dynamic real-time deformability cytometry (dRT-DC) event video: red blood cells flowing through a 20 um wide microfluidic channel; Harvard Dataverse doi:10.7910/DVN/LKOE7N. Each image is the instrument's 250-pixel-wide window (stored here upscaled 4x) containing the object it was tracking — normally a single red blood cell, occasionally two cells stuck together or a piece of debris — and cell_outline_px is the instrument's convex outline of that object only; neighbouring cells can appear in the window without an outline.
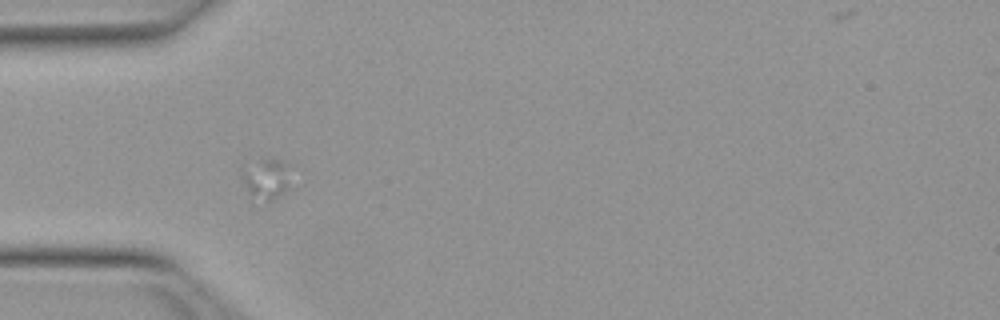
{"species": "Egyptian fruit bat (a non-hibernating species)", "species_latin": "Rousettus aegyptiacus", "temperature_condition": "warm", "stored_images_in_passage": 17, "camera_frame_rate_fps": 3000, "um_per_image_px": 0.085, "animal": {"sex": "female"}, "frame": {"image": 1, "passage_image": 3, "time_ms": 0.667, "image_size_px": [1000, 320], "cell_outline_px": [[288, 188], [272, 200], [268, 200], [248, 192], [240, 176], [240, 168], [264, 160], [280, 160], [284, 164]], "centroid_in_image_um": [22.53, 15.19], "position_along_channel_um": 62.5, "area_um2": 10.46}}
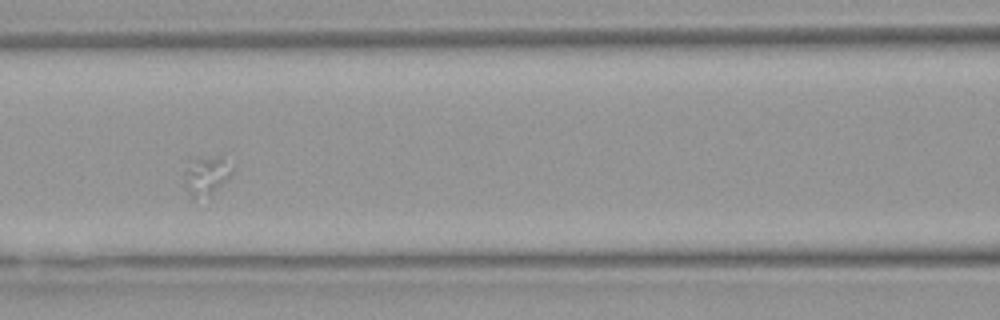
{"frame": {"image": 2, "passage_image": 11, "time_ms": 3.333, "image_size_px": [1000, 320], "cell_outline_px": [[232, 172], [208, 196], [192, 196], [188, 192], [184, 184], [184, 172], [188, 156], [220, 156]], "centroid_in_image_um": [17.39, 14.83], "position_along_channel_um": 149.2, "area_um2": 10.58}}